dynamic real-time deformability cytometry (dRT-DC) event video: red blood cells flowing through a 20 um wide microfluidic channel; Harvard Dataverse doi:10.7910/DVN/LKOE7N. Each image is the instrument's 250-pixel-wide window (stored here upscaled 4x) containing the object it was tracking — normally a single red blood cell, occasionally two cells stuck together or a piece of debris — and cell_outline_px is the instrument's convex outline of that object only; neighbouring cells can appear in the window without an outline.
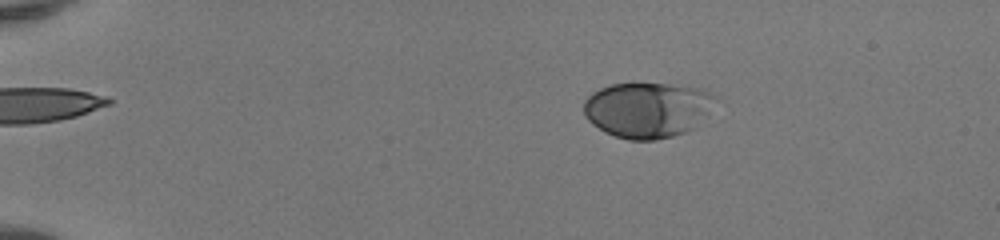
{"species": "human", "species_latin": "Homo sapiens", "temperature_condition": "room temperature", "stored_images_in_passage": 52, "camera_frame_rate_fps": 3000, "um_per_image_px": 0.085, "donor": {"sex": "female"}, "frame": {"image": 1, "passage_image": 11, "time_ms": 3.333, "image_size_px": [1000, 240], "cell_outline_px": [[724, 100], [692, 128], [684, 132], [672, 136], [656, 140], [628, 140], [604, 132], [592, 124], [584, 116], [584, 100], [592, 92], [600, 88], [612, 84], [668, 84], [704, 88]], "centroid_in_image_um": [55.1, 9.32], "position_along_channel_um": 29.9, "area_um2": 43.23}}
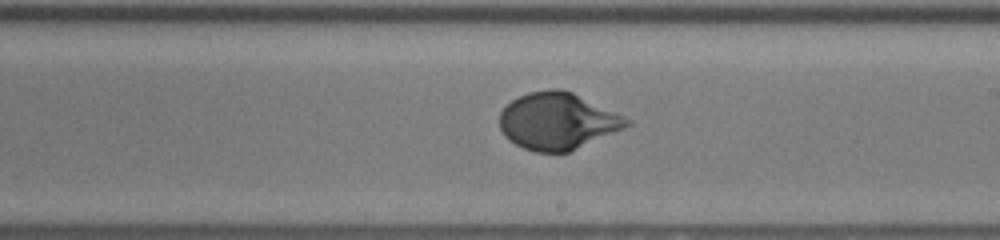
{"frame": {"image": 2, "passage_image": 33, "time_ms": 10.667, "image_size_px": [1000, 240], "cell_outline_px": [[632, 124], [624, 128], [568, 152], [536, 152], [524, 148], [508, 140], [504, 136], [500, 128], [500, 112], [512, 100], [528, 92], [552, 88], [556, 88], [572, 92], [624, 116], [632, 120]], "centroid_in_image_um": [47.38, 10.29], "position_along_channel_um": 241.6, "area_um2": 41.79}}
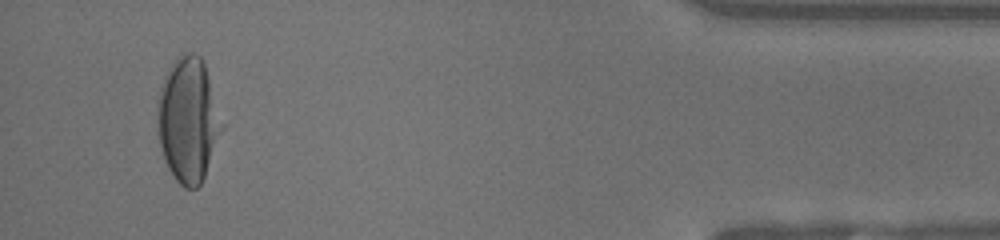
{"frame": {"image": 3, "passage_image": 50, "time_ms": 16.333, "image_size_px": [1000, 240], "cell_outline_px": [[224, 124], [204, 176], [200, 184], [196, 188], [184, 188], [176, 180], [168, 168], [164, 160], [160, 144], [156, 116], [156, 104], [160, 88], [164, 76], [168, 68], [176, 56], [180, 52], [196, 52], [204, 60]], "centroid_in_image_um": [15.98, 10.12], "position_along_channel_um": 419.2, "area_um2": 47.22}, "authors_computed_cell_mechanics": {"area_um2": 42.3096, "velocity_mm_per_s": 4.0777, "shape_relaxation_time_tau1_ms": 3.1291, "shape_relaxation_time_tau2_ms": null, "deformation_change_tau1": 0.1799, "deformation_change_tau2": null}}